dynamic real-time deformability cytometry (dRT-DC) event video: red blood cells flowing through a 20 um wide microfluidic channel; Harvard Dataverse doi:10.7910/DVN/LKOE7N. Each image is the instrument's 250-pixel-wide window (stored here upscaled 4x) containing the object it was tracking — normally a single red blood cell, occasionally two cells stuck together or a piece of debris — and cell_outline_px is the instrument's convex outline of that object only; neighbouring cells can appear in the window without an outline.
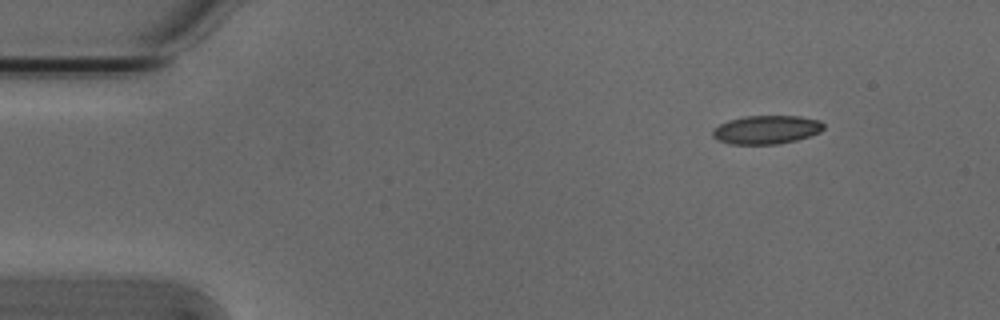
{"species": "Egyptian fruit bat (a non-hibernating species)", "species_latin": "Rousettus aegyptiacus", "temperature_condition": "cold", "stored_images_in_passage": 5, "camera_frame_rate_fps": 3000, "um_per_image_px": 0.085, "animal": {"sex": "male"}, "frame": {"image": 1, "passage_image": 1, "time_ms": 0.0, "image_size_px": [1000, 320], "cell_outline_px": [[824, 128], [820, 132], [796, 140], [776, 144], [728, 144], [712, 136], [712, 128], [728, 120], [744, 116], [800, 116], [820, 120], [824, 124]], "centroid_in_image_um": [65.13, 11.01], "position_along_channel_um": 19.9, "area_um2": 18.5}}
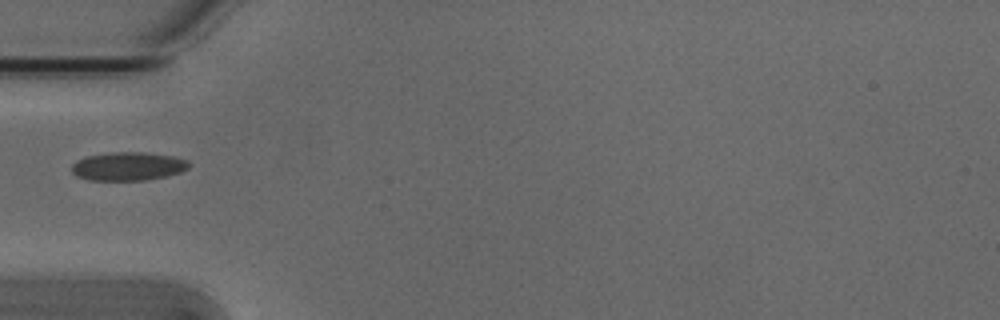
{"frame": {"image": 2, "passage_image": 4, "time_ms": 1.0, "image_size_px": [1000, 320], "cell_outline_px": [[188, 168], [180, 172], [168, 176], [144, 180], [88, 180], [76, 176], [72, 172], [72, 164], [76, 160], [84, 156], [112, 152], [144, 152], [172, 156], [188, 160]], "centroid_in_image_um": [10.85, 14.13], "position_along_channel_um": 74.2, "area_um2": 19.54}}